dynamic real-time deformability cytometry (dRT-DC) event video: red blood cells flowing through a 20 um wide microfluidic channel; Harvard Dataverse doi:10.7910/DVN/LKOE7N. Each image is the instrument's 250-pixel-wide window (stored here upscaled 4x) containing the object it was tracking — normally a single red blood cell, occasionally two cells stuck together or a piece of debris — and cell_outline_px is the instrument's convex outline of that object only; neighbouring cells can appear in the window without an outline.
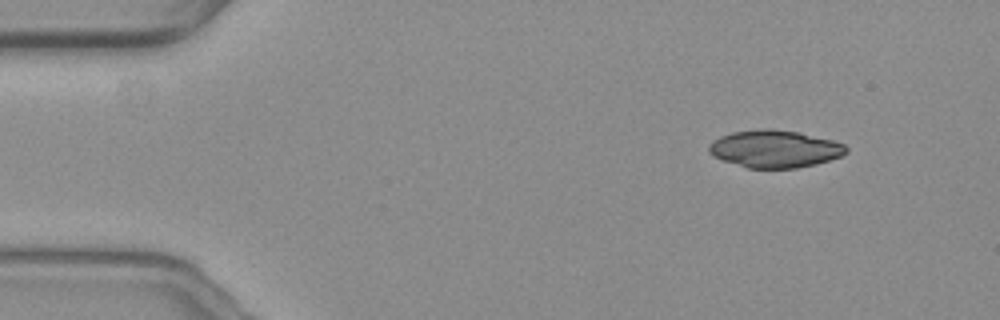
{"species": "common noctule bat (a hibernating species)", "species_latin": "Nyctalus noctula", "temperature_condition": "warm", "stored_images_in_passage": 50, "camera_frame_rate_fps": 3000, "um_per_image_px": 0.085, "animal": {"sex": "female", "body_mass_g": 19.3, "forearm_length_mm": 54.1}, "frame": {"image": 1, "passage_image": 1, "time_ms": 0.0, "image_size_px": [1000, 320], "cell_outline_px": [[848, 152], [840, 156], [828, 160], [796, 168], [748, 168], [712, 156], [708, 152], [708, 144], [712, 140], [720, 136], [732, 132], [760, 128], [772, 128], [800, 132], [832, 140], [844, 144], [848, 148]], "centroid_in_image_um": [65.82, 12.63], "position_along_channel_um": 19.2, "area_um2": 30.0}}